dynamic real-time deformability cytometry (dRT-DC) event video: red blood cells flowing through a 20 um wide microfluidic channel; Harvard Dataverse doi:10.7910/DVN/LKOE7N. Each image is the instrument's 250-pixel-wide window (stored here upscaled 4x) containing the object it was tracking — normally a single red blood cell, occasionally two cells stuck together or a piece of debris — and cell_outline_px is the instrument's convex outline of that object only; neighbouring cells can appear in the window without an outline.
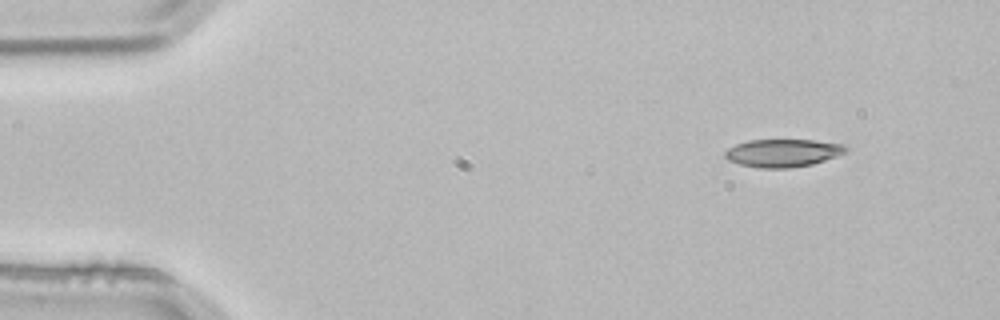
{"species": "common noctule bat (a hibernating species)", "species_latin": "Nyctalus noctula", "temperature_condition": "room temperature", "stored_images_in_passage": 2, "camera_frame_rate_fps": 3000, "um_per_image_px": 0.085, "animal": {"sex": "male", "body_mass_g": 21.5, "forearm_length_mm": 52.0}, "frame": {"image": 1, "passage_image": 2, "time_ms": 0.333, "image_size_px": [1000, 320], "cell_outline_px": [[848, 148], [844, 152], [836, 156], [812, 164], [792, 168], [760, 168], [740, 164], [728, 160], [724, 156], [724, 152], [728, 148], [736, 144], [748, 140], [812, 140], [848, 144]], "centroid_in_image_um": [66.54, 12.99], "position_along_channel_um": 18.5, "area_um2": 19.65}}